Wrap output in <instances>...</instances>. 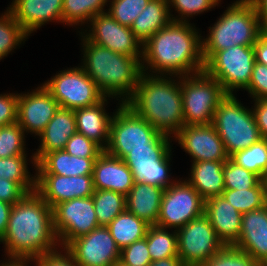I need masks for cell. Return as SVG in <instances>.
<instances>
[{
	"label": "cell",
	"instance_id": "cell-3",
	"mask_svg": "<svg viewBox=\"0 0 267 266\" xmlns=\"http://www.w3.org/2000/svg\"><path fill=\"white\" fill-rule=\"evenodd\" d=\"M146 75L143 72L126 104L156 130L168 136L176 135L184 126L181 83Z\"/></svg>",
	"mask_w": 267,
	"mask_h": 266
},
{
	"label": "cell",
	"instance_id": "cell-42",
	"mask_svg": "<svg viewBox=\"0 0 267 266\" xmlns=\"http://www.w3.org/2000/svg\"><path fill=\"white\" fill-rule=\"evenodd\" d=\"M120 262L126 266H148L152 260L146 237L123 248L120 251Z\"/></svg>",
	"mask_w": 267,
	"mask_h": 266
},
{
	"label": "cell",
	"instance_id": "cell-36",
	"mask_svg": "<svg viewBox=\"0 0 267 266\" xmlns=\"http://www.w3.org/2000/svg\"><path fill=\"white\" fill-rule=\"evenodd\" d=\"M107 0H63L62 22L71 25L91 20L100 13Z\"/></svg>",
	"mask_w": 267,
	"mask_h": 266
},
{
	"label": "cell",
	"instance_id": "cell-52",
	"mask_svg": "<svg viewBox=\"0 0 267 266\" xmlns=\"http://www.w3.org/2000/svg\"><path fill=\"white\" fill-rule=\"evenodd\" d=\"M258 13L261 26L264 32H267V0H250Z\"/></svg>",
	"mask_w": 267,
	"mask_h": 266
},
{
	"label": "cell",
	"instance_id": "cell-22",
	"mask_svg": "<svg viewBox=\"0 0 267 266\" xmlns=\"http://www.w3.org/2000/svg\"><path fill=\"white\" fill-rule=\"evenodd\" d=\"M204 214L224 245H234L238 241L243 214L222 195L205 200Z\"/></svg>",
	"mask_w": 267,
	"mask_h": 266
},
{
	"label": "cell",
	"instance_id": "cell-4",
	"mask_svg": "<svg viewBox=\"0 0 267 266\" xmlns=\"http://www.w3.org/2000/svg\"><path fill=\"white\" fill-rule=\"evenodd\" d=\"M83 41L85 59L84 66L81 67L105 97L126 95L122 103H127L134 95L140 77L145 71L140 58L113 52L90 42L86 37Z\"/></svg>",
	"mask_w": 267,
	"mask_h": 266
},
{
	"label": "cell",
	"instance_id": "cell-12",
	"mask_svg": "<svg viewBox=\"0 0 267 266\" xmlns=\"http://www.w3.org/2000/svg\"><path fill=\"white\" fill-rule=\"evenodd\" d=\"M205 200L185 182H173L164 190L156 225L162 228H181L204 214Z\"/></svg>",
	"mask_w": 267,
	"mask_h": 266
},
{
	"label": "cell",
	"instance_id": "cell-7",
	"mask_svg": "<svg viewBox=\"0 0 267 266\" xmlns=\"http://www.w3.org/2000/svg\"><path fill=\"white\" fill-rule=\"evenodd\" d=\"M212 125L229 157L262 139L253 111L242 106L233 94H227L220 101Z\"/></svg>",
	"mask_w": 267,
	"mask_h": 266
},
{
	"label": "cell",
	"instance_id": "cell-38",
	"mask_svg": "<svg viewBox=\"0 0 267 266\" xmlns=\"http://www.w3.org/2000/svg\"><path fill=\"white\" fill-rule=\"evenodd\" d=\"M223 177L225 189H250L262 181L258 175L237 165L230 158L225 161Z\"/></svg>",
	"mask_w": 267,
	"mask_h": 266
},
{
	"label": "cell",
	"instance_id": "cell-15",
	"mask_svg": "<svg viewBox=\"0 0 267 266\" xmlns=\"http://www.w3.org/2000/svg\"><path fill=\"white\" fill-rule=\"evenodd\" d=\"M78 266H113L120 261V249L107 226L75 238L66 246Z\"/></svg>",
	"mask_w": 267,
	"mask_h": 266
},
{
	"label": "cell",
	"instance_id": "cell-13",
	"mask_svg": "<svg viewBox=\"0 0 267 266\" xmlns=\"http://www.w3.org/2000/svg\"><path fill=\"white\" fill-rule=\"evenodd\" d=\"M52 213L54 231L63 247L99 227L92 196L63 201L52 208Z\"/></svg>",
	"mask_w": 267,
	"mask_h": 266
},
{
	"label": "cell",
	"instance_id": "cell-51",
	"mask_svg": "<svg viewBox=\"0 0 267 266\" xmlns=\"http://www.w3.org/2000/svg\"><path fill=\"white\" fill-rule=\"evenodd\" d=\"M12 206V204L0 200V241L5 235Z\"/></svg>",
	"mask_w": 267,
	"mask_h": 266
},
{
	"label": "cell",
	"instance_id": "cell-45",
	"mask_svg": "<svg viewBox=\"0 0 267 266\" xmlns=\"http://www.w3.org/2000/svg\"><path fill=\"white\" fill-rule=\"evenodd\" d=\"M219 0H168L169 4H172L178 12L183 15L193 16L197 13L209 10L218 4ZM172 2V3H171Z\"/></svg>",
	"mask_w": 267,
	"mask_h": 266
},
{
	"label": "cell",
	"instance_id": "cell-9",
	"mask_svg": "<svg viewBox=\"0 0 267 266\" xmlns=\"http://www.w3.org/2000/svg\"><path fill=\"white\" fill-rule=\"evenodd\" d=\"M255 53L253 46H234L217 51L206 63L204 71L222 86L226 94L249 86Z\"/></svg>",
	"mask_w": 267,
	"mask_h": 266
},
{
	"label": "cell",
	"instance_id": "cell-33",
	"mask_svg": "<svg viewBox=\"0 0 267 266\" xmlns=\"http://www.w3.org/2000/svg\"><path fill=\"white\" fill-rule=\"evenodd\" d=\"M145 237L152 262L169 257H178L176 230L170 234L166 232L165 228L149 225Z\"/></svg>",
	"mask_w": 267,
	"mask_h": 266
},
{
	"label": "cell",
	"instance_id": "cell-1",
	"mask_svg": "<svg viewBox=\"0 0 267 266\" xmlns=\"http://www.w3.org/2000/svg\"><path fill=\"white\" fill-rule=\"evenodd\" d=\"M57 240L52 208L36 191L27 193L12 206L8 226L1 240L10 257L34 260L53 250Z\"/></svg>",
	"mask_w": 267,
	"mask_h": 266
},
{
	"label": "cell",
	"instance_id": "cell-56",
	"mask_svg": "<svg viewBox=\"0 0 267 266\" xmlns=\"http://www.w3.org/2000/svg\"><path fill=\"white\" fill-rule=\"evenodd\" d=\"M266 206H267V180H266Z\"/></svg>",
	"mask_w": 267,
	"mask_h": 266
},
{
	"label": "cell",
	"instance_id": "cell-29",
	"mask_svg": "<svg viewBox=\"0 0 267 266\" xmlns=\"http://www.w3.org/2000/svg\"><path fill=\"white\" fill-rule=\"evenodd\" d=\"M168 4V0H150L143 11L136 17L130 29L142 44L171 21H183L180 18L170 17Z\"/></svg>",
	"mask_w": 267,
	"mask_h": 266
},
{
	"label": "cell",
	"instance_id": "cell-26",
	"mask_svg": "<svg viewBox=\"0 0 267 266\" xmlns=\"http://www.w3.org/2000/svg\"><path fill=\"white\" fill-rule=\"evenodd\" d=\"M105 99L106 97L96 105L74 110L77 132L93 140L103 150L107 148L109 143L110 124L112 120V117L108 116L103 108ZM101 142L106 146L102 145Z\"/></svg>",
	"mask_w": 267,
	"mask_h": 266
},
{
	"label": "cell",
	"instance_id": "cell-21",
	"mask_svg": "<svg viewBox=\"0 0 267 266\" xmlns=\"http://www.w3.org/2000/svg\"><path fill=\"white\" fill-rule=\"evenodd\" d=\"M92 177L95 190H110L125 196L134 185L133 174L124 160L105 150L95 160Z\"/></svg>",
	"mask_w": 267,
	"mask_h": 266
},
{
	"label": "cell",
	"instance_id": "cell-24",
	"mask_svg": "<svg viewBox=\"0 0 267 266\" xmlns=\"http://www.w3.org/2000/svg\"><path fill=\"white\" fill-rule=\"evenodd\" d=\"M76 132L74 110L60 107L39 135L42 143L33 155L35 167L47 153L65 149L67 141Z\"/></svg>",
	"mask_w": 267,
	"mask_h": 266
},
{
	"label": "cell",
	"instance_id": "cell-39",
	"mask_svg": "<svg viewBox=\"0 0 267 266\" xmlns=\"http://www.w3.org/2000/svg\"><path fill=\"white\" fill-rule=\"evenodd\" d=\"M24 130L16 122L0 127V158L25 155Z\"/></svg>",
	"mask_w": 267,
	"mask_h": 266
},
{
	"label": "cell",
	"instance_id": "cell-50",
	"mask_svg": "<svg viewBox=\"0 0 267 266\" xmlns=\"http://www.w3.org/2000/svg\"><path fill=\"white\" fill-rule=\"evenodd\" d=\"M255 62L267 66V32H263L253 45Z\"/></svg>",
	"mask_w": 267,
	"mask_h": 266
},
{
	"label": "cell",
	"instance_id": "cell-31",
	"mask_svg": "<svg viewBox=\"0 0 267 266\" xmlns=\"http://www.w3.org/2000/svg\"><path fill=\"white\" fill-rule=\"evenodd\" d=\"M92 198L99 226H107L126 210V196L121 193L95 190Z\"/></svg>",
	"mask_w": 267,
	"mask_h": 266
},
{
	"label": "cell",
	"instance_id": "cell-10",
	"mask_svg": "<svg viewBox=\"0 0 267 266\" xmlns=\"http://www.w3.org/2000/svg\"><path fill=\"white\" fill-rule=\"evenodd\" d=\"M43 86L60 107L71 110L96 105L105 98L82 67L61 71Z\"/></svg>",
	"mask_w": 267,
	"mask_h": 266
},
{
	"label": "cell",
	"instance_id": "cell-30",
	"mask_svg": "<svg viewBox=\"0 0 267 266\" xmlns=\"http://www.w3.org/2000/svg\"><path fill=\"white\" fill-rule=\"evenodd\" d=\"M120 250L145 237L149 224L125 210L107 225Z\"/></svg>",
	"mask_w": 267,
	"mask_h": 266
},
{
	"label": "cell",
	"instance_id": "cell-18",
	"mask_svg": "<svg viewBox=\"0 0 267 266\" xmlns=\"http://www.w3.org/2000/svg\"><path fill=\"white\" fill-rule=\"evenodd\" d=\"M174 136L185 152L192 156L193 162L226 161L229 158L212 124L183 126Z\"/></svg>",
	"mask_w": 267,
	"mask_h": 266
},
{
	"label": "cell",
	"instance_id": "cell-2",
	"mask_svg": "<svg viewBox=\"0 0 267 266\" xmlns=\"http://www.w3.org/2000/svg\"><path fill=\"white\" fill-rule=\"evenodd\" d=\"M185 21H171L142 45L143 60L152 70L180 76L204 71L200 35Z\"/></svg>",
	"mask_w": 267,
	"mask_h": 266
},
{
	"label": "cell",
	"instance_id": "cell-20",
	"mask_svg": "<svg viewBox=\"0 0 267 266\" xmlns=\"http://www.w3.org/2000/svg\"><path fill=\"white\" fill-rule=\"evenodd\" d=\"M233 246L267 266V206L242 215L240 236Z\"/></svg>",
	"mask_w": 267,
	"mask_h": 266
},
{
	"label": "cell",
	"instance_id": "cell-27",
	"mask_svg": "<svg viewBox=\"0 0 267 266\" xmlns=\"http://www.w3.org/2000/svg\"><path fill=\"white\" fill-rule=\"evenodd\" d=\"M97 158H84L70 155L65 149L47 153L37 164L38 174L61 176L92 175Z\"/></svg>",
	"mask_w": 267,
	"mask_h": 266
},
{
	"label": "cell",
	"instance_id": "cell-5",
	"mask_svg": "<svg viewBox=\"0 0 267 266\" xmlns=\"http://www.w3.org/2000/svg\"><path fill=\"white\" fill-rule=\"evenodd\" d=\"M258 13L250 0L233 3L210 28V35L202 41V56L206 63L217 51L234 46H253L263 33Z\"/></svg>",
	"mask_w": 267,
	"mask_h": 266
},
{
	"label": "cell",
	"instance_id": "cell-28",
	"mask_svg": "<svg viewBox=\"0 0 267 266\" xmlns=\"http://www.w3.org/2000/svg\"><path fill=\"white\" fill-rule=\"evenodd\" d=\"M224 164L225 161L193 162L191 179L187 182L193 186L204 200L220 196L225 190Z\"/></svg>",
	"mask_w": 267,
	"mask_h": 266
},
{
	"label": "cell",
	"instance_id": "cell-19",
	"mask_svg": "<svg viewBox=\"0 0 267 266\" xmlns=\"http://www.w3.org/2000/svg\"><path fill=\"white\" fill-rule=\"evenodd\" d=\"M60 108L44 87L28 94H18L17 123L25 131L40 135Z\"/></svg>",
	"mask_w": 267,
	"mask_h": 266
},
{
	"label": "cell",
	"instance_id": "cell-44",
	"mask_svg": "<svg viewBox=\"0 0 267 266\" xmlns=\"http://www.w3.org/2000/svg\"><path fill=\"white\" fill-rule=\"evenodd\" d=\"M254 100L267 99V66L254 63L249 86L246 88Z\"/></svg>",
	"mask_w": 267,
	"mask_h": 266
},
{
	"label": "cell",
	"instance_id": "cell-47",
	"mask_svg": "<svg viewBox=\"0 0 267 266\" xmlns=\"http://www.w3.org/2000/svg\"><path fill=\"white\" fill-rule=\"evenodd\" d=\"M65 256L57 250L47 251L45 254L38 256L36 259V266H78L72 256L71 251L67 248ZM57 252V253H56ZM67 255V256H66Z\"/></svg>",
	"mask_w": 267,
	"mask_h": 266
},
{
	"label": "cell",
	"instance_id": "cell-35",
	"mask_svg": "<svg viewBox=\"0 0 267 266\" xmlns=\"http://www.w3.org/2000/svg\"><path fill=\"white\" fill-rule=\"evenodd\" d=\"M26 155L0 158V178L17 182L27 193L36 191V176L27 171Z\"/></svg>",
	"mask_w": 267,
	"mask_h": 266
},
{
	"label": "cell",
	"instance_id": "cell-8",
	"mask_svg": "<svg viewBox=\"0 0 267 266\" xmlns=\"http://www.w3.org/2000/svg\"><path fill=\"white\" fill-rule=\"evenodd\" d=\"M182 77L184 126L212 124L220 101L227 95L221 84L205 71ZM193 78V79H192Z\"/></svg>",
	"mask_w": 267,
	"mask_h": 266
},
{
	"label": "cell",
	"instance_id": "cell-46",
	"mask_svg": "<svg viewBox=\"0 0 267 266\" xmlns=\"http://www.w3.org/2000/svg\"><path fill=\"white\" fill-rule=\"evenodd\" d=\"M18 95H0V127L17 122Z\"/></svg>",
	"mask_w": 267,
	"mask_h": 266
},
{
	"label": "cell",
	"instance_id": "cell-53",
	"mask_svg": "<svg viewBox=\"0 0 267 266\" xmlns=\"http://www.w3.org/2000/svg\"><path fill=\"white\" fill-rule=\"evenodd\" d=\"M148 266H184L179 257H169L151 262Z\"/></svg>",
	"mask_w": 267,
	"mask_h": 266
},
{
	"label": "cell",
	"instance_id": "cell-48",
	"mask_svg": "<svg viewBox=\"0 0 267 266\" xmlns=\"http://www.w3.org/2000/svg\"><path fill=\"white\" fill-rule=\"evenodd\" d=\"M26 194L27 192L17 182L0 178V200L14 205Z\"/></svg>",
	"mask_w": 267,
	"mask_h": 266
},
{
	"label": "cell",
	"instance_id": "cell-14",
	"mask_svg": "<svg viewBox=\"0 0 267 266\" xmlns=\"http://www.w3.org/2000/svg\"><path fill=\"white\" fill-rule=\"evenodd\" d=\"M169 146H149L133 148L123 158L133 174L134 183H145L161 188H168ZM168 184V185H167Z\"/></svg>",
	"mask_w": 267,
	"mask_h": 266
},
{
	"label": "cell",
	"instance_id": "cell-41",
	"mask_svg": "<svg viewBox=\"0 0 267 266\" xmlns=\"http://www.w3.org/2000/svg\"><path fill=\"white\" fill-rule=\"evenodd\" d=\"M150 0H113L108 13L121 25L131 27Z\"/></svg>",
	"mask_w": 267,
	"mask_h": 266
},
{
	"label": "cell",
	"instance_id": "cell-23",
	"mask_svg": "<svg viewBox=\"0 0 267 266\" xmlns=\"http://www.w3.org/2000/svg\"><path fill=\"white\" fill-rule=\"evenodd\" d=\"M63 0H15L9 8L14 19L27 34L45 22H62Z\"/></svg>",
	"mask_w": 267,
	"mask_h": 266
},
{
	"label": "cell",
	"instance_id": "cell-11",
	"mask_svg": "<svg viewBox=\"0 0 267 266\" xmlns=\"http://www.w3.org/2000/svg\"><path fill=\"white\" fill-rule=\"evenodd\" d=\"M177 231L178 257L184 266H201L225 246L205 214Z\"/></svg>",
	"mask_w": 267,
	"mask_h": 266
},
{
	"label": "cell",
	"instance_id": "cell-40",
	"mask_svg": "<svg viewBox=\"0 0 267 266\" xmlns=\"http://www.w3.org/2000/svg\"><path fill=\"white\" fill-rule=\"evenodd\" d=\"M203 266H261L248 253L233 245H225Z\"/></svg>",
	"mask_w": 267,
	"mask_h": 266
},
{
	"label": "cell",
	"instance_id": "cell-54",
	"mask_svg": "<svg viewBox=\"0 0 267 266\" xmlns=\"http://www.w3.org/2000/svg\"><path fill=\"white\" fill-rule=\"evenodd\" d=\"M11 261H8L9 263L6 262V264H2L1 266H27L26 261H30L31 258H18V257H11ZM13 260V261H12Z\"/></svg>",
	"mask_w": 267,
	"mask_h": 266
},
{
	"label": "cell",
	"instance_id": "cell-16",
	"mask_svg": "<svg viewBox=\"0 0 267 266\" xmlns=\"http://www.w3.org/2000/svg\"><path fill=\"white\" fill-rule=\"evenodd\" d=\"M90 21L92 32L85 36L90 42L119 54L143 57L139 51V46L143 44L134 36L130 27L121 25L106 12L96 15Z\"/></svg>",
	"mask_w": 267,
	"mask_h": 266
},
{
	"label": "cell",
	"instance_id": "cell-34",
	"mask_svg": "<svg viewBox=\"0 0 267 266\" xmlns=\"http://www.w3.org/2000/svg\"><path fill=\"white\" fill-rule=\"evenodd\" d=\"M237 165L267 180V139L262 138L244 150L229 157Z\"/></svg>",
	"mask_w": 267,
	"mask_h": 266
},
{
	"label": "cell",
	"instance_id": "cell-6",
	"mask_svg": "<svg viewBox=\"0 0 267 266\" xmlns=\"http://www.w3.org/2000/svg\"><path fill=\"white\" fill-rule=\"evenodd\" d=\"M168 135L156 130L126 103L112 117L109 143L105 151L123 159L133 148L170 146Z\"/></svg>",
	"mask_w": 267,
	"mask_h": 266
},
{
	"label": "cell",
	"instance_id": "cell-55",
	"mask_svg": "<svg viewBox=\"0 0 267 266\" xmlns=\"http://www.w3.org/2000/svg\"><path fill=\"white\" fill-rule=\"evenodd\" d=\"M113 266H126V265L122 264V263L119 261V262H117L116 264H114Z\"/></svg>",
	"mask_w": 267,
	"mask_h": 266
},
{
	"label": "cell",
	"instance_id": "cell-25",
	"mask_svg": "<svg viewBox=\"0 0 267 266\" xmlns=\"http://www.w3.org/2000/svg\"><path fill=\"white\" fill-rule=\"evenodd\" d=\"M164 188L145 183H134L126 195V210L149 225H156Z\"/></svg>",
	"mask_w": 267,
	"mask_h": 266
},
{
	"label": "cell",
	"instance_id": "cell-32",
	"mask_svg": "<svg viewBox=\"0 0 267 266\" xmlns=\"http://www.w3.org/2000/svg\"><path fill=\"white\" fill-rule=\"evenodd\" d=\"M222 196L240 213L266 206V180L250 189H225Z\"/></svg>",
	"mask_w": 267,
	"mask_h": 266
},
{
	"label": "cell",
	"instance_id": "cell-49",
	"mask_svg": "<svg viewBox=\"0 0 267 266\" xmlns=\"http://www.w3.org/2000/svg\"><path fill=\"white\" fill-rule=\"evenodd\" d=\"M253 113L261 137L267 139V99L255 100Z\"/></svg>",
	"mask_w": 267,
	"mask_h": 266
},
{
	"label": "cell",
	"instance_id": "cell-17",
	"mask_svg": "<svg viewBox=\"0 0 267 266\" xmlns=\"http://www.w3.org/2000/svg\"><path fill=\"white\" fill-rule=\"evenodd\" d=\"M36 176V192L51 208L63 201L91 197L95 191L92 175L69 177L37 174Z\"/></svg>",
	"mask_w": 267,
	"mask_h": 266
},
{
	"label": "cell",
	"instance_id": "cell-37",
	"mask_svg": "<svg viewBox=\"0 0 267 266\" xmlns=\"http://www.w3.org/2000/svg\"><path fill=\"white\" fill-rule=\"evenodd\" d=\"M28 34L14 19L10 10L0 18V59L6 56Z\"/></svg>",
	"mask_w": 267,
	"mask_h": 266
},
{
	"label": "cell",
	"instance_id": "cell-43",
	"mask_svg": "<svg viewBox=\"0 0 267 266\" xmlns=\"http://www.w3.org/2000/svg\"><path fill=\"white\" fill-rule=\"evenodd\" d=\"M65 150L73 156L84 158H98L104 151L93 140L88 139L83 134L76 132L73 134L65 146Z\"/></svg>",
	"mask_w": 267,
	"mask_h": 266
}]
</instances>
